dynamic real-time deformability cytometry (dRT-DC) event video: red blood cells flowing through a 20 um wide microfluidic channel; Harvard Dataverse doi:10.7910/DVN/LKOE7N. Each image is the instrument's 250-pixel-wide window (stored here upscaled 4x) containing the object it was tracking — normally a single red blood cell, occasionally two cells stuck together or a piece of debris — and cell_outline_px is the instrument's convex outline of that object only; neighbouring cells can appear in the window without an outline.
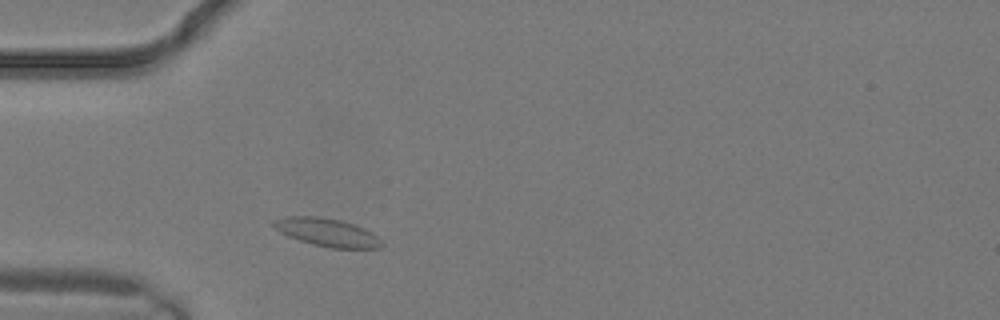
{"species": "common noctule bat (a hibernating species)", "species_latin": "Nyctalus noctula", "temperature_condition": "warm", "stored_images_in_passage": 4, "camera_frame_rate_fps": 3000, "um_per_image_px": 0.085, "animal": {"sex": "male", "body_mass_g": 19.2, "forearm_length_mm": 51.8}, "frame": {"image": 1, "passage_image": 4, "time_ms": 1.0, "image_size_px": [1000, 320], "cell_outline_px": [[384, 244], [380, 248], [332, 248], [312, 244], [288, 236], [280, 232], [272, 224], [272, 220], [288, 216], [316, 216], [340, 220], [356, 224], [372, 232]], "centroid_in_image_um": [27.81, 19.74], "position_along_channel_um": 57.2, "area_um2": 17.63}}